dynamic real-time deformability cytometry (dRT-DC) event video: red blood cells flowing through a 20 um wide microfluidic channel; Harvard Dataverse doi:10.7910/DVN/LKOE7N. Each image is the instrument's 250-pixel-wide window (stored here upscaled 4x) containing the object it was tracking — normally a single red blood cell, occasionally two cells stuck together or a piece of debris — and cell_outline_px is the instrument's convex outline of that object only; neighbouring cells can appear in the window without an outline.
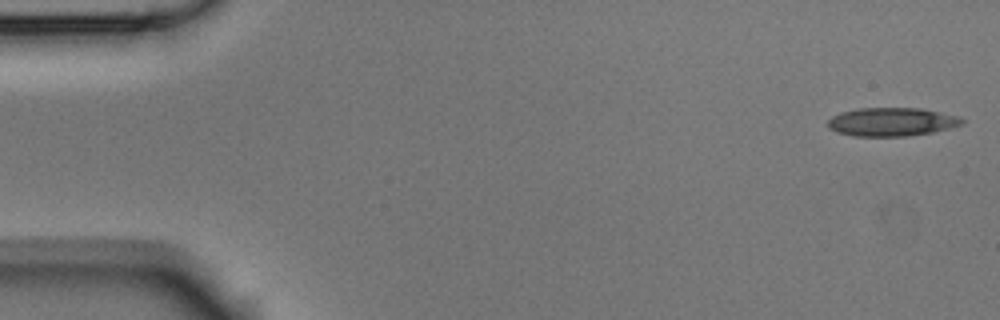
{"species": "Egyptian fruit bat (a non-hibernating species)", "species_latin": "Rousettus aegyptiacus", "temperature_condition": "room temperature", "stored_images_in_passage": 4, "camera_frame_rate_fps": 3000, "um_per_image_px": 0.085, "animal": {"sex": "male"}, "frame": {"image": 1, "passage_image": 1, "time_ms": 0.0, "image_size_px": [1000, 320], "cell_outline_px": [[964, 124], [932, 132], [908, 136], [852, 136], [836, 132], [828, 128], [828, 120], [832, 116], [840, 112], [860, 108], [920, 108], [960, 116], [964, 120]], "centroid_in_image_um": [75.78, 10.36], "position_along_channel_um": 9.2, "area_um2": 22.37}}